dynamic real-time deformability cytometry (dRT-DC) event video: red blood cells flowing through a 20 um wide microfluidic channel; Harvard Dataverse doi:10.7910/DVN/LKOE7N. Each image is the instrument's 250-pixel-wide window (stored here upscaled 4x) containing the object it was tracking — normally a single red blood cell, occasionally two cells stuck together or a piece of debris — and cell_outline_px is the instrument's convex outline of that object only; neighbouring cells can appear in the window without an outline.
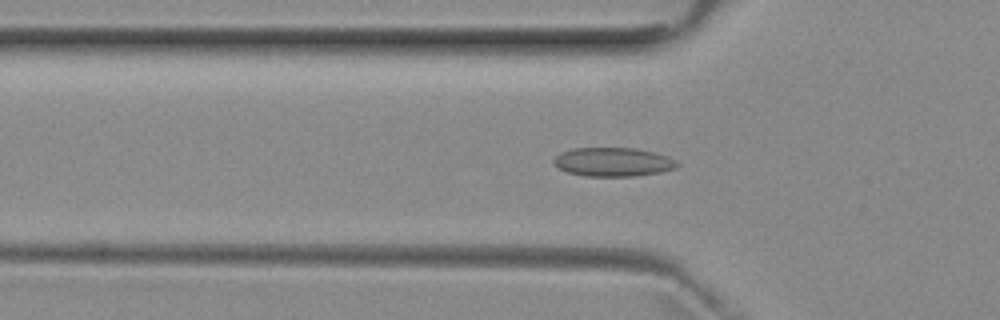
{"species": "common noctule bat (a hibernating species)", "species_latin": "Nyctalus noctula", "temperature_condition": "room temperature", "stored_images_in_passage": 48, "camera_frame_rate_fps": 3000, "um_per_image_px": 0.085, "animal": {"sex": "female", "body_mass_g": 29.2, "forearm_length_mm": 56.3}, "frame": {"image": 1, "passage_image": 16, "time_ms": 5.0, "image_size_px": [1000, 320], "cell_outline_px": [[680, 164], [676, 168], [660, 172], [636, 176], [584, 176], [568, 172], [552, 164], [552, 160], [560, 152], [572, 148], [636, 148], [656, 152], [668, 156], [676, 160]], "centroid_in_image_um": [52.12, 13.76], "position_along_channel_um": 73.7, "area_um2": 20.98}}
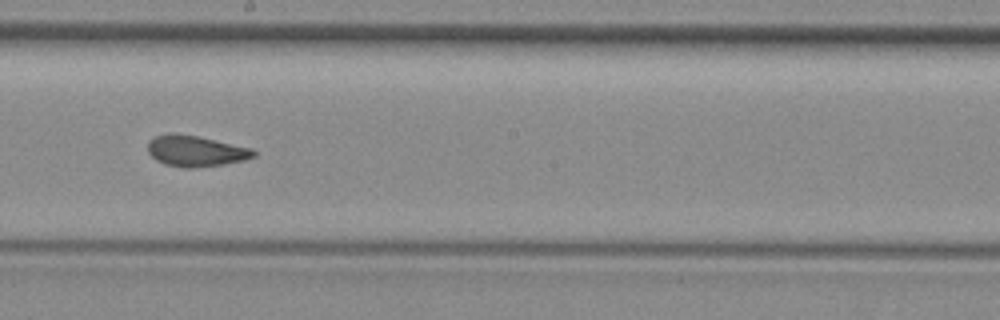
{"frame": {"image": 2, "passage_image": 28, "time_ms": 9.0, "image_size_px": [1000, 320], "cell_outline_px": [[256, 156], [244, 160], [224, 164], [192, 168], [184, 168], [164, 164], [156, 160], [148, 152], [148, 144], [156, 136], [172, 132], [196, 136], [252, 148], [256, 152]], "centroid_in_image_um": [16.64, 12.84], "position_along_channel_um": 231.6, "area_um2": 18.96}}
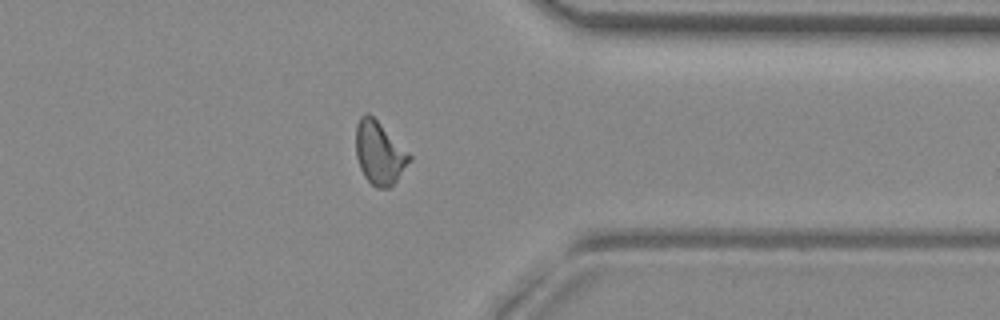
{"frame": {"image": 3, "passage_image": 40, "time_ms": 13.0, "image_size_px": [1000, 320], "cell_outline_px": [[412, 160], [396, 180], [388, 188], [376, 188], [364, 176], [360, 168], [356, 156], [356, 124], [360, 116], [368, 112], [412, 156]], "centroid_in_image_um": [32.23, 13.01], "position_along_channel_um": 379.2, "area_um2": 19.36}}